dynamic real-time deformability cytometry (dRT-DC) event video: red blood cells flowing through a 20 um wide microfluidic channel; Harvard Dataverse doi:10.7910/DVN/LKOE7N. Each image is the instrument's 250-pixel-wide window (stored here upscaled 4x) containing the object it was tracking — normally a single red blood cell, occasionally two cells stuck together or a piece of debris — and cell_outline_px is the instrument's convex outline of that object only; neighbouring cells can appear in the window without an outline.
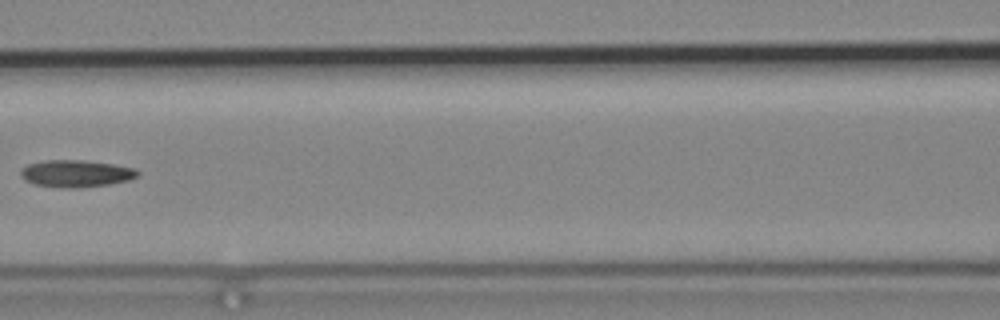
{"species": "common noctule bat (a hibernating species)", "species_latin": "Nyctalus noctula", "temperature_condition": "cold", "stored_images_in_passage": 7, "camera_frame_rate_fps": 3000, "um_per_image_px": 0.085, "animal": {"sex": "male", "body_mass_g": 19.2, "forearm_length_mm": 51.8}, "frame": {"image": 1, "passage_image": 7, "time_ms": 2.0, "image_size_px": [1000, 320], "cell_outline_px": [[140, 176], [128, 180], [108, 184], [80, 188], [64, 188], [36, 184], [24, 180], [20, 176], [20, 172], [28, 164], [44, 160], [84, 160], [112, 164], [136, 168], [140, 172]], "centroid_in_image_um": [6.49, 14.75], "position_along_channel_um": 160.1, "area_um2": 18.5}}